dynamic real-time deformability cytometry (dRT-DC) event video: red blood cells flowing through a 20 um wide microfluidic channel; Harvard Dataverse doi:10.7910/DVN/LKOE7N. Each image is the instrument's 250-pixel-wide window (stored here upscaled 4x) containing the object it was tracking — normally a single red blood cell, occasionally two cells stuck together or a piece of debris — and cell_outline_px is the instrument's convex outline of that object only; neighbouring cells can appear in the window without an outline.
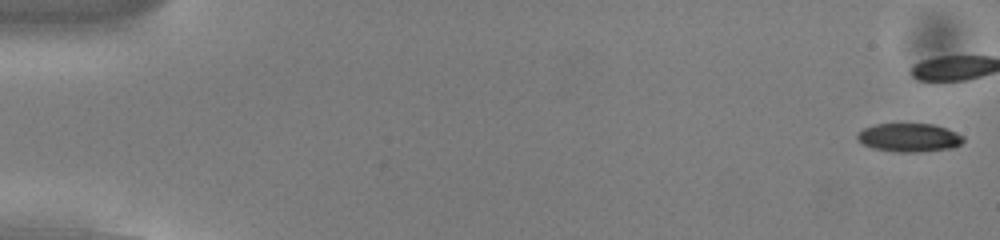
{"species": "common noctule bat (a hibernating species)", "species_latin": "Nyctalus noctula", "temperature_condition": "cold", "stored_images_in_passage": 13, "camera_frame_rate_fps": 3000, "um_per_image_px": 0.085, "animal": {"sex": "male", "body_mass_g": 13.0, "forearm_length_mm": 53.1}, "frame": {"image": 1, "passage_image": 1, "time_ms": 0.0, "image_size_px": [1000, 240], "cell_outline_px": [[964, 140], [960, 144], [952, 148], [920, 152], [892, 152], [872, 148], [856, 140], [856, 132], [864, 128], [876, 124], [932, 124], [948, 128], [964, 136]], "centroid_in_image_um": [77.26, 11.7], "position_along_channel_um": 7.7, "area_um2": 17.86}}